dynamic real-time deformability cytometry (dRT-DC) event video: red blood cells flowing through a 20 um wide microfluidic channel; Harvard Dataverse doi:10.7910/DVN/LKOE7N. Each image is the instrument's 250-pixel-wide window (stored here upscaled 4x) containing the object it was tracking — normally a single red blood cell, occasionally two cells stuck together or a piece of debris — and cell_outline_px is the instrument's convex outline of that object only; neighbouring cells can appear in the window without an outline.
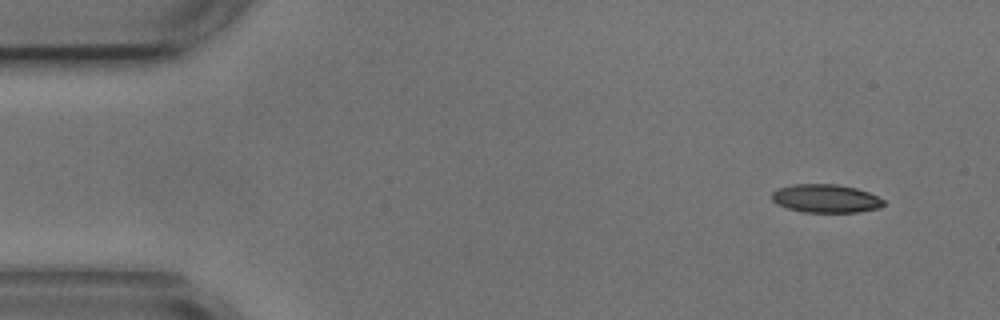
{"species": "common noctule bat (a hibernating species)", "species_latin": "Nyctalus noctula", "temperature_condition": "cold", "stored_images_in_passage": 4, "camera_frame_rate_fps": 3000, "um_per_image_px": 0.085, "animal": {"sex": "male", "body_mass_g": 17.9, "forearm_length_mm": 54.2}, "frame": {"image": 1, "passage_image": 1, "time_ms": 0.0, "image_size_px": [1000, 320], "cell_outline_px": [[884, 204], [880, 208], [856, 212], [804, 212], [788, 208], [776, 204], [772, 200], [772, 192], [780, 188], [792, 184], [836, 184], [856, 188], [868, 192], [884, 200]], "centroid_in_image_um": [70.18, 16.87], "position_along_channel_um": 14.8, "area_um2": 18.38}}
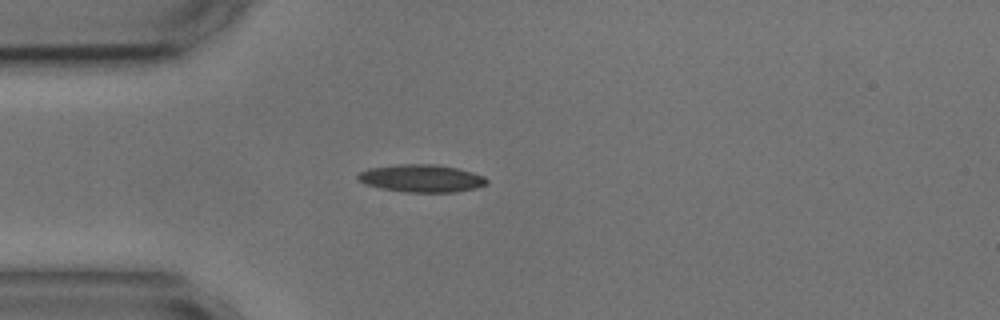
{"frame": {"image": 2, "passage_image": 4, "time_ms": 3.333, "image_size_px": [1000, 320], "cell_outline_px": [[488, 184], [476, 188], [456, 192], [404, 192], [380, 188], [364, 184], [356, 180], [356, 176], [360, 172], [368, 168], [400, 164], [432, 164], [456, 168], [472, 172], [484, 176], [488, 180]], "centroid_in_image_um": [35.8, 15.16], "position_along_channel_um": 49.2, "area_um2": 20.87}}